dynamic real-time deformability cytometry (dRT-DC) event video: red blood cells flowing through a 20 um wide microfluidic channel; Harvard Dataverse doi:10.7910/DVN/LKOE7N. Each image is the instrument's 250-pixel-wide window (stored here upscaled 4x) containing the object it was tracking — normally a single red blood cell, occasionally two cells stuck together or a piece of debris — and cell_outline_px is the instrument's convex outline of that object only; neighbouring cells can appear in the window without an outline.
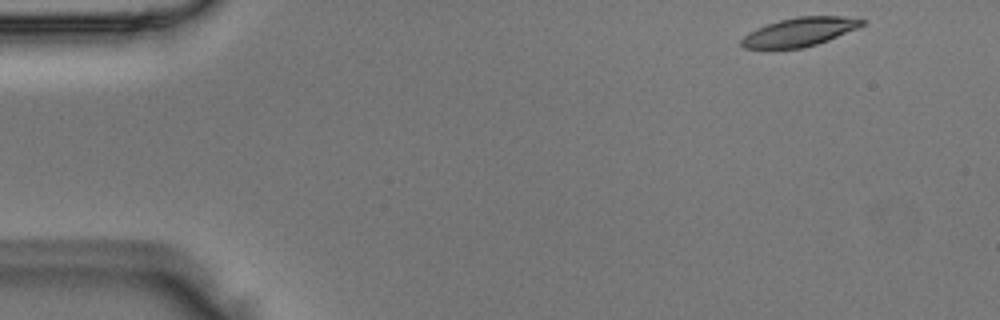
{"species": "Egyptian fruit bat (a non-hibernating species)", "species_latin": "Rousettus aegyptiacus", "temperature_condition": "room temperature", "stored_images_in_passage": 46, "camera_frame_rate_fps": 3000, "um_per_image_px": 0.085, "animal": {"sex": "male"}, "frame": {"image": 1, "passage_image": 1, "time_ms": 0.0, "image_size_px": [1000, 320], "cell_outline_px": [[868, 20], [864, 24], [856, 28], [828, 40], [804, 48], [768, 52], [744, 48], [740, 44], [740, 40], [748, 32], [756, 28], [780, 20], [800, 16], [844, 16]], "centroid_in_image_um": [67.87, 2.77], "position_along_channel_um": 17.1, "area_um2": 20.87}}
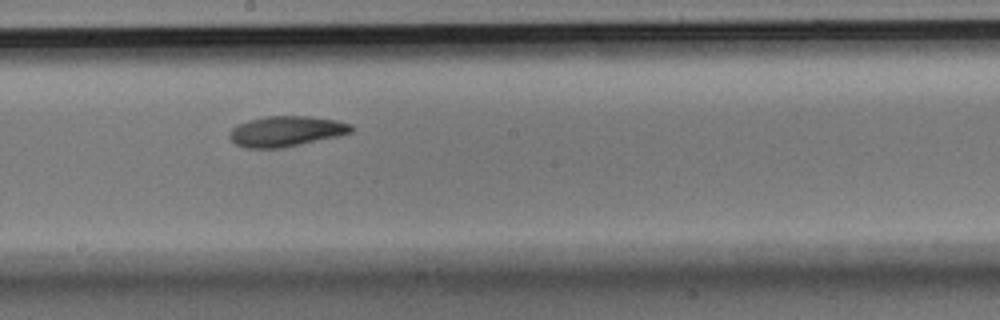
{"frame": {"image": 2, "passage_image": 24, "time_ms": 7.667, "image_size_px": [1000, 320], "cell_outline_px": [[356, 128], [352, 132], [340, 136], [284, 148], [244, 148], [236, 144], [228, 136], [228, 132], [236, 124], [248, 120], [264, 116], [312, 116], [336, 120], [352, 124]], "centroid_in_image_um": [24.34, 11.16], "position_along_channel_um": 223.9, "area_um2": 22.08}}
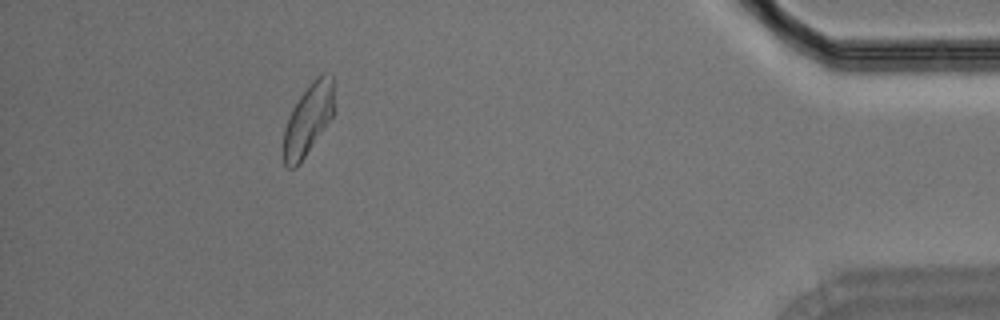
{"frame": {"image": 3, "passage_image": 42, "time_ms": 13.667, "image_size_px": [1000, 320], "cell_outline_px": [[332, 116], [300, 164], [296, 168], [288, 168], [284, 164], [284, 128], [288, 116], [292, 108], [300, 96], [312, 80], [316, 76], [324, 72], [332, 76]], "centroid_in_image_um": [26.16, 10.17], "position_along_channel_um": 409.0, "area_um2": 20.58}}